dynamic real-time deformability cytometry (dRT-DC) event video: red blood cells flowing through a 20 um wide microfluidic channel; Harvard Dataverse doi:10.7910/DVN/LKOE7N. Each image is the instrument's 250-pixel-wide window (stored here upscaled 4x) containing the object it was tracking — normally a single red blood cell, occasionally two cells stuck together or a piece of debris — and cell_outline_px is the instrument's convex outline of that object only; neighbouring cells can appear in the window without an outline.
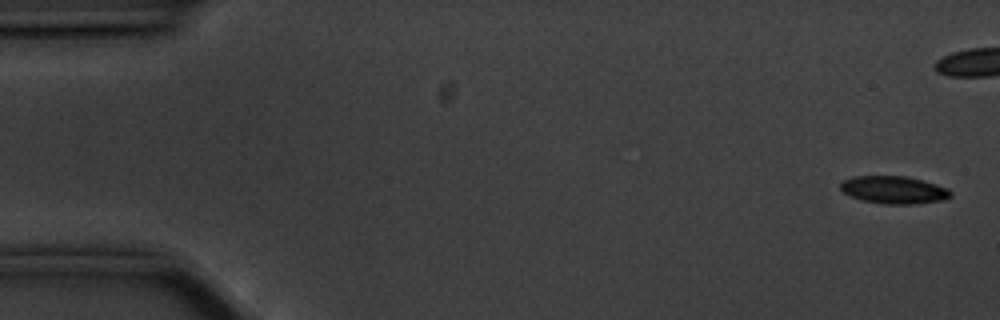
{"species": "common noctule bat (a hibernating species)", "species_latin": "Nyctalus noctula", "temperature_condition": "cold", "stored_images_in_passage": 57, "camera_frame_rate_fps": 3000, "um_per_image_px": 0.085, "animal": {"sex": "male", "body_mass_g": 20.1, "forearm_length_mm": 53.5}, "frame": {"image": 1, "passage_image": 2, "time_ms": 0.333, "image_size_px": [1000, 320], "cell_outline_px": [[952, 196], [944, 200], [916, 204], [884, 204], [860, 200], [848, 196], [840, 188], [840, 184], [844, 180], [852, 176], [904, 176], [936, 184], [948, 188], [952, 192]], "centroid_in_image_um": [75.97, 16.15], "position_along_channel_um": 9.0, "area_um2": 17.86}}
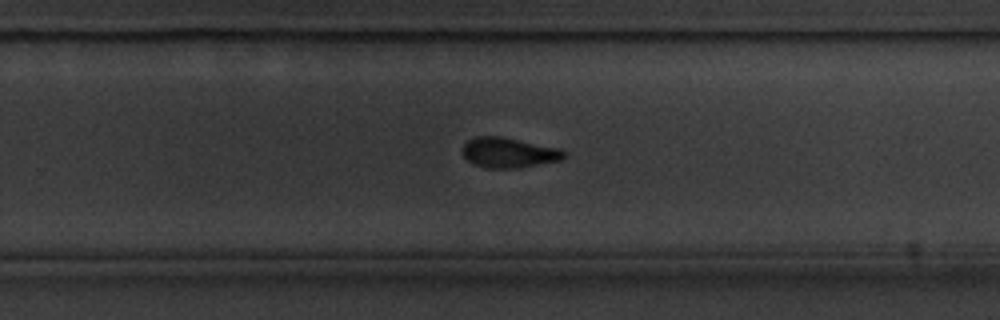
{"frame": {"image": 2, "passage_image": 36, "time_ms": 11.667, "image_size_px": [1000, 320], "cell_outline_px": [[564, 160], [516, 168], [488, 168], [472, 164], [460, 152], [464, 144], [468, 140], [476, 136], [500, 136], [560, 148], [564, 152]], "centroid_in_image_um": [43.22, 12.97], "position_along_channel_um": 286.6, "area_um2": 17.92}}
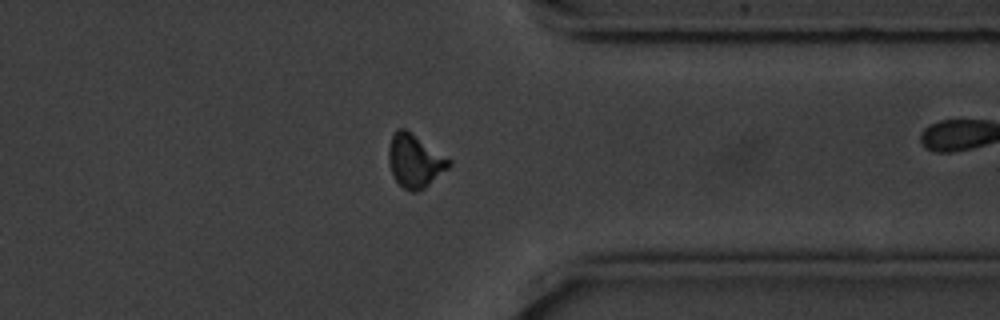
{"frame": {"image": 3, "passage_image": 44, "time_ms": 14.333, "image_size_px": [1000, 320], "cell_outline_px": [[452, 164], [448, 168], [424, 188], [416, 192], [412, 192], [404, 188], [392, 176], [388, 160], [388, 148], [392, 136], [396, 128], [404, 128], [452, 160]], "centroid_in_image_um": [35.24, 13.67], "position_along_channel_um": 376.2, "area_um2": 18.55}, "authors_computed_cell_mechanics": {"area_um2": 18.1492, "velocity_mm_per_s": 3.5513, "shape_relaxation_time_tau1_ms": 2.7476, "shape_relaxation_time_tau2_ms": null, "deformation_change_tau1": 0.1202, "deformation_change_tau2": null}}